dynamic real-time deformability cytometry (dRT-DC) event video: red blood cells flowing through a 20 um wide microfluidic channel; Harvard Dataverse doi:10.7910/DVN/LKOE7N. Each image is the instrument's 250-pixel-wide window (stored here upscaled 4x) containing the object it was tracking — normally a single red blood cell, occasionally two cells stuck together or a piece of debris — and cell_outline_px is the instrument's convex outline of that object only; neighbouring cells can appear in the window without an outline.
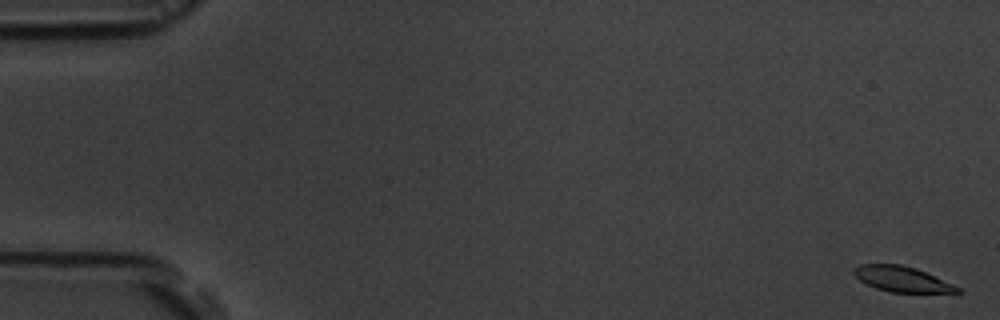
{"species": "common noctule bat (a hibernating species)", "species_latin": "Nyctalus noctula", "temperature_condition": "room temperature", "stored_images_in_passage": 7, "camera_frame_rate_fps": 3000, "um_per_image_px": 0.085, "animal": {"sex": "male", "body_mass_g": 19.5, "forearm_length_mm": 54.6}, "frame": {"image": 1, "passage_image": 1, "time_ms": 0.0, "image_size_px": [1000, 320], "cell_outline_px": [[960, 292], [892, 292], [876, 288], [860, 280], [852, 272], [852, 268], [860, 264], [900, 264], [916, 268], [952, 284], [960, 288]], "centroid_in_image_um": [76.61, 23.7], "position_along_channel_um": 8.4, "area_um2": 15.03}}
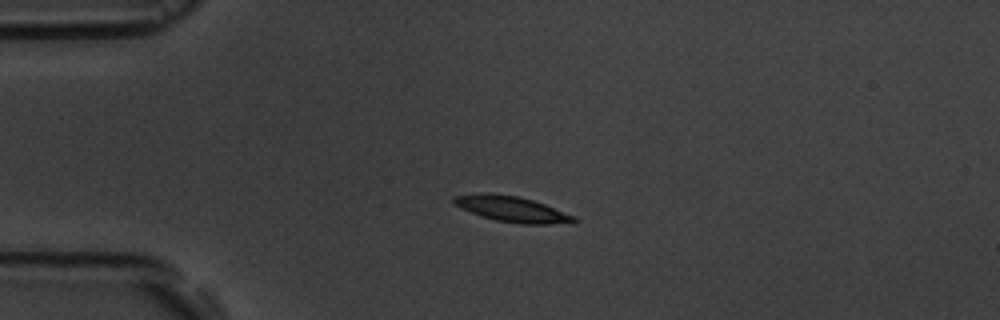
{"frame": {"image": 2, "passage_image": 5, "time_ms": 4.333, "image_size_px": [1000, 320], "cell_outline_px": [[580, 220], [548, 224], [520, 224], [496, 220], [480, 216], [460, 208], [452, 200], [452, 196], [484, 192], [516, 196], [532, 200], [544, 204], [576, 216]], "centroid_in_image_um": [43.47, 17.76], "position_along_channel_um": 41.5, "area_um2": 17.8}}
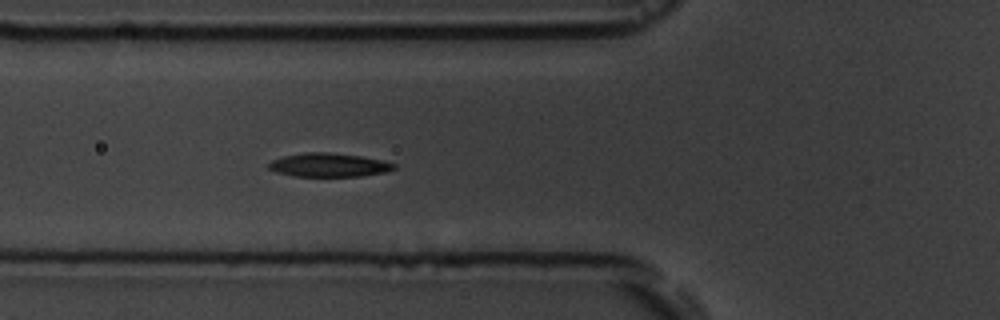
{"frame": {"image": 3, "passage_image": 7, "time_ms": 6.667, "image_size_px": [1000, 320], "cell_outline_px": [[396, 168], [384, 172], [360, 176], [296, 176], [276, 172], [268, 168], [268, 164], [272, 160], [284, 156], [304, 152], [328, 152], [360, 156], [384, 160], [396, 164]], "centroid_in_image_um": [27.95, 14.02], "position_along_channel_um": 97.8, "area_um2": 17.22}}